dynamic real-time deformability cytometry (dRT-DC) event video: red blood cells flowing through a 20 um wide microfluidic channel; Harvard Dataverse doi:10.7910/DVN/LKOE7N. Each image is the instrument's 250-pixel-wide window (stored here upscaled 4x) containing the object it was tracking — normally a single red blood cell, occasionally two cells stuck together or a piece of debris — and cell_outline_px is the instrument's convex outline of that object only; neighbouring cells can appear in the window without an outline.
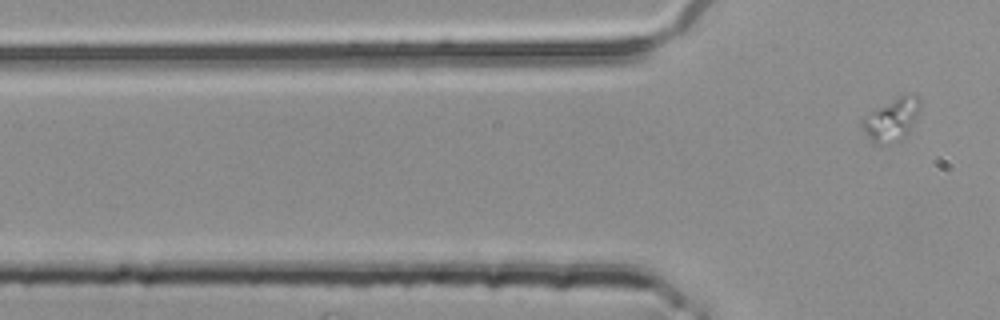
{"species": "common noctule bat (a hibernating species)", "species_latin": "Nyctalus noctula", "temperature_condition": "room temperature", "stored_images_in_passage": 3, "camera_frame_rate_fps": 3000, "um_per_image_px": 0.085, "animal": {"sex": "female", "body_mass_g": 25.1}, "frame": {"image": 1, "passage_image": 3, "time_ms": 0.667, "image_size_px": [1000, 320], "cell_outline_px": [[920, 104], [912, 128], [904, 136], [884, 144], [876, 144], [864, 132], [860, 124], [860, 120], [868, 112], [900, 96], [916, 96], [920, 100]], "centroid_in_image_um": [75.74, 10.17], "position_along_channel_um": 50.1, "area_um2": 13.87}}